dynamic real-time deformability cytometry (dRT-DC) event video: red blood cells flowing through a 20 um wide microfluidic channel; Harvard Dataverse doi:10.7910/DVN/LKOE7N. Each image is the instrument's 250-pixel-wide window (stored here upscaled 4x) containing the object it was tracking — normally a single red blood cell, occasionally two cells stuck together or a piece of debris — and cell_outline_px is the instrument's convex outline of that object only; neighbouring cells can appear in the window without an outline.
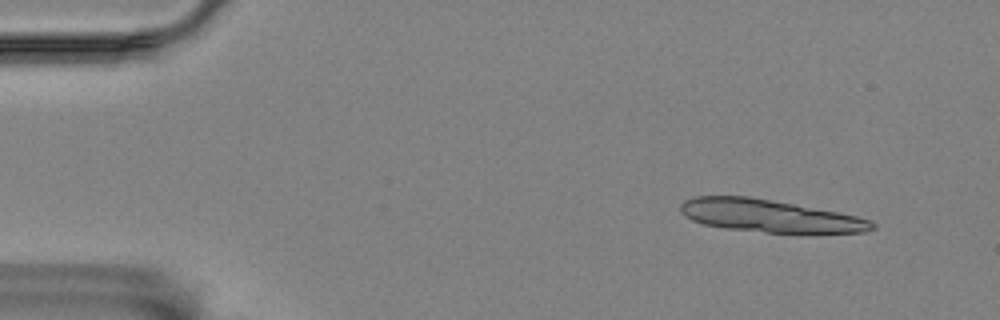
{"species": "Egyptian fruit bat (a non-hibernating species)", "species_latin": "Rousettus aegyptiacus", "temperature_condition": "room temperature", "stored_images_in_passage": 7, "segment_of_instrument_passage": [1, 2], "camera_frame_rate_fps": 3000, "um_per_image_px": 0.085, "animal": {"sex": "female"}, "frame": {"image": 1, "passage_image": 1, "time_ms": 0.0, "image_size_px": [1000, 320], "cell_outline_px": [[876, 228], [864, 232], [764, 232], [724, 228], [704, 224], [692, 220], [684, 216], [680, 212], [680, 204], [684, 200], [692, 196], [748, 196], [836, 212], [856, 216], [868, 220], [876, 224]], "centroid_in_image_um": [65.32, 18.34], "position_along_channel_um": 19.7, "area_um2": 35.78}}